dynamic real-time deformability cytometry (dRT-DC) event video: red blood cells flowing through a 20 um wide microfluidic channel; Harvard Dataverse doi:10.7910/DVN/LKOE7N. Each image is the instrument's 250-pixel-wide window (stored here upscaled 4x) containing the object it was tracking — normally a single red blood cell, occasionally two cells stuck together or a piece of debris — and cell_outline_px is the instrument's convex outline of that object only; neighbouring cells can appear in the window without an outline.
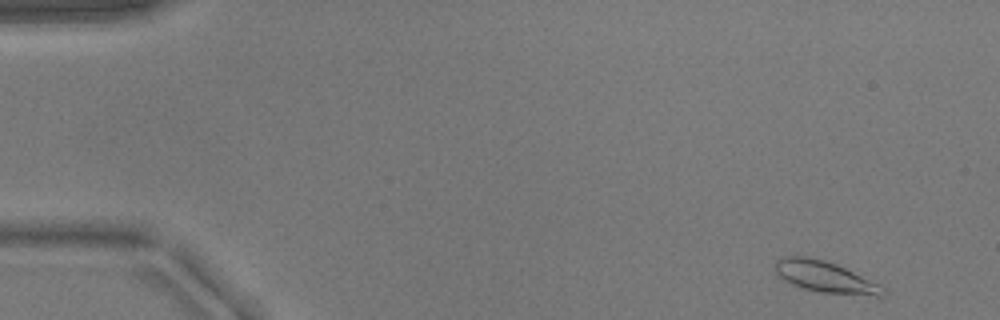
{"species": "common noctule bat (a hibernating species)", "species_latin": "Nyctalus noctula", "temperature_condition": "warm", "stored_images_in_passage": 50, "camera_frame_rate_fps": 3000, "um_per_image_px": 0.085, "animal": {"sex": "male", "body_mass_g": 17.9}, "frame": {"image": 1, "passage_image": 2, "time_ms": 0.333, "image_size_px": [1000, 320], "cell_outline_px": [[884, 296], [876, 296], [820, 292], [804, 288], [792, 284], [776, 276], [776, 260], [784, 256], [808, 256], [824, 260], [836, 264], [880, 284], [884, 288]], "centroid_in_image_um": [70.12, 23.53], "position_along_channel_um": 14.9, "area_um2": 19.54}}
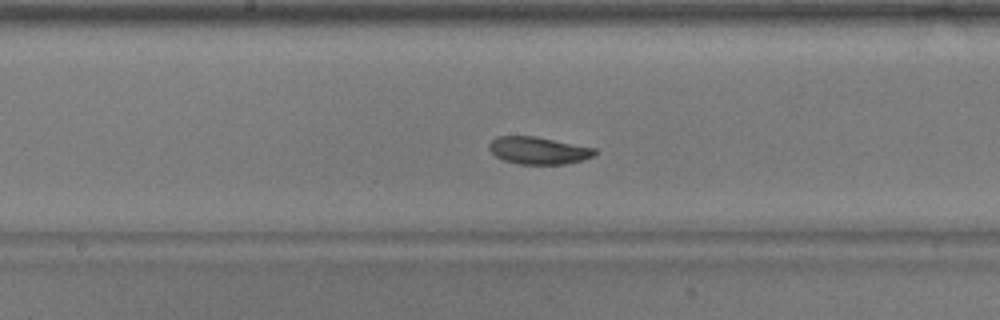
{"frame": {"image": 2, "passage_image": 26, "time_ms": 8.333, "image_size_px": [1000, 320], "cell_outline_px": [[596, 152], [592, 156], [580, 160], [564, 164], [516, 164], [504, 160], [496, 156], [488, 148], [488, 144], [496, 136], [536, 136], [596, 148]], "centroid_in_image_um": [45.73, 12.78], "position_along_channel_um": 202.5, "area_um2": 16.76}}
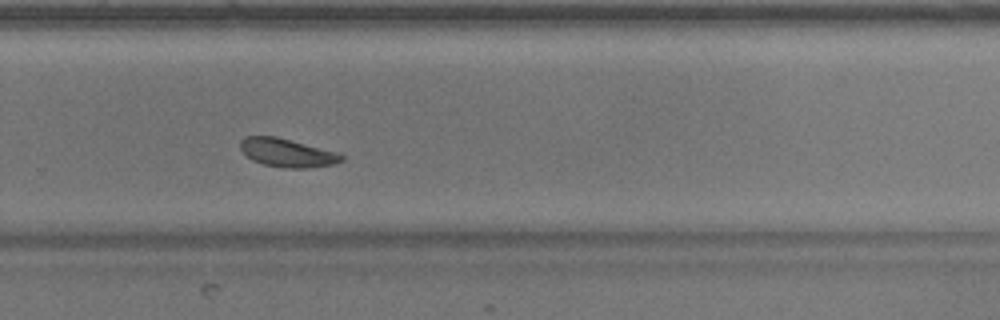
{"frame": {"image": 3, "passage_image": 34, "time_ms": 11.0, "image_size_px": [1000, 320], "cell_outline_px": [[344, 160], [336, 164], [308, 168], [284, 168], [264, 164], [252, 160], [240, 148], [240, 140], [244, 136], [276, 136], [336, 152], [344, 156]], "centroid_in_image_um": [24.41, 12.99], "position_along_channel_um": 305.4, "area_um2": 16.7}}